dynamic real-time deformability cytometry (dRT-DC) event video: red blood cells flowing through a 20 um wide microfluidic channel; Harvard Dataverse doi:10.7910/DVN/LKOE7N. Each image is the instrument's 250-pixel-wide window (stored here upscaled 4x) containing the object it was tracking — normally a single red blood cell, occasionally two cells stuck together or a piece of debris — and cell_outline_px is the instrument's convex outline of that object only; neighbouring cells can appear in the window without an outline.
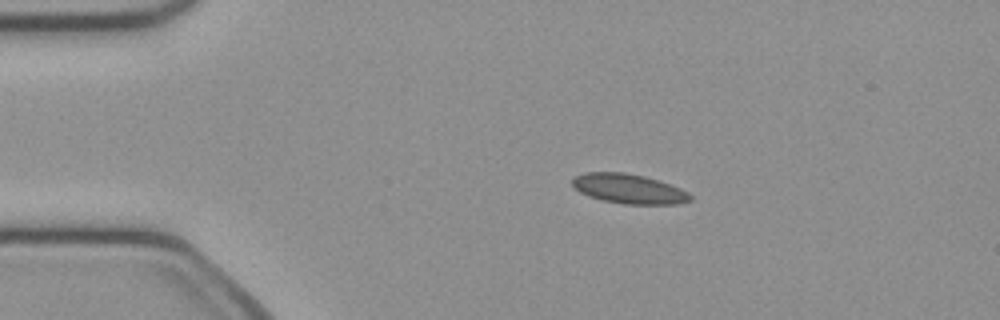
{"species": "common noctule bat (a hibernating species)", "species_latin": "Nyctalus noctula", "temperature_condition": "cold", "stored_images_in_passage": 42, "camera_frame_rate_fps": 3000, "um_per_image_px": 0.085, "animal": {"sex": "female", "body_mass_g": 21.9}, "frame": {"image": 1, "passage_image": 1, "time_ms": 0.0, "image_size_px": [1000, 320], "cell_outline_px": [[692, 200], [680, 204], [624, 204], [604, 200], [588, 196], [572, 188], [572, 180], [576, 176], [584, 172], [624, 172], [644, 176], [680, 188], [688, 192], [692, 196]], "centroid_in_image_um": [53.43, 16.05], "position_along_channel_um": 31.6, "area_um2": 20.35}}
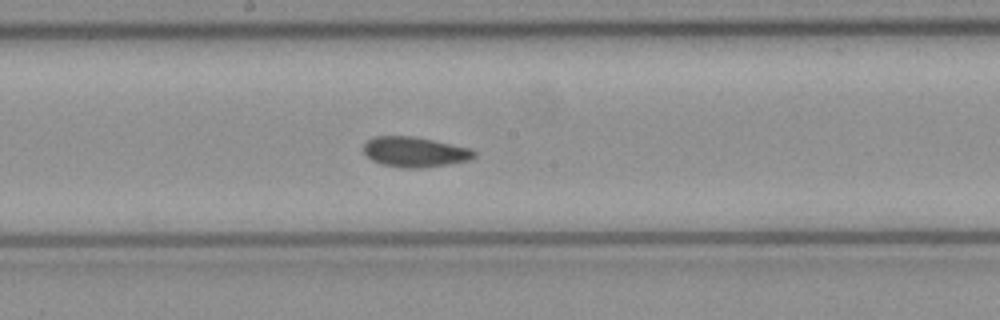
{"frame": {"image": 2, "passage_image": 18, "time_ms": 5.667, "image_size_px": [1000, 320], "cell_outline_px": [[476, 156], [468, 160], [448, 164], [424, 168], [400, 168], [380, 164], [372, 160], [364, 152], [364, 144], [372, 136], [412, 136], [432, 140], [468, 148], [476, 152]], "centroid_in_image_um": [35.22, 12.92], "position_along_channel_um": 213.0, "area_um2": 19.36}}
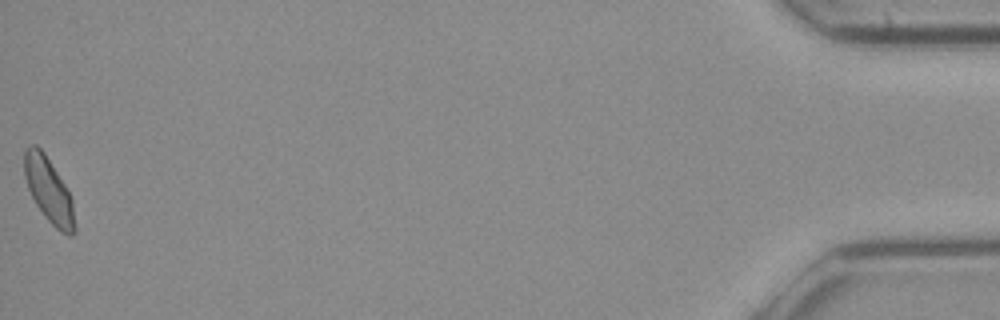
{"frame": {"image": 3, "passage_image": 42, "time_ms": 13.667, "image_size_px": [1000, 320], "cell_outline_px": [[76, 232], [72, 236], [68, 236], [60, 232], [44, 216], [36, 204], [28, 188], [24, 176], [24, 148], [32, 144], [36, 144], [44, 152], [64, 184], [72, 200], [76, 228]], "centroid_in_image_um": [4.14, 16.19], "position_along_channel_um": 431.1, "area_um2": 19.02}}